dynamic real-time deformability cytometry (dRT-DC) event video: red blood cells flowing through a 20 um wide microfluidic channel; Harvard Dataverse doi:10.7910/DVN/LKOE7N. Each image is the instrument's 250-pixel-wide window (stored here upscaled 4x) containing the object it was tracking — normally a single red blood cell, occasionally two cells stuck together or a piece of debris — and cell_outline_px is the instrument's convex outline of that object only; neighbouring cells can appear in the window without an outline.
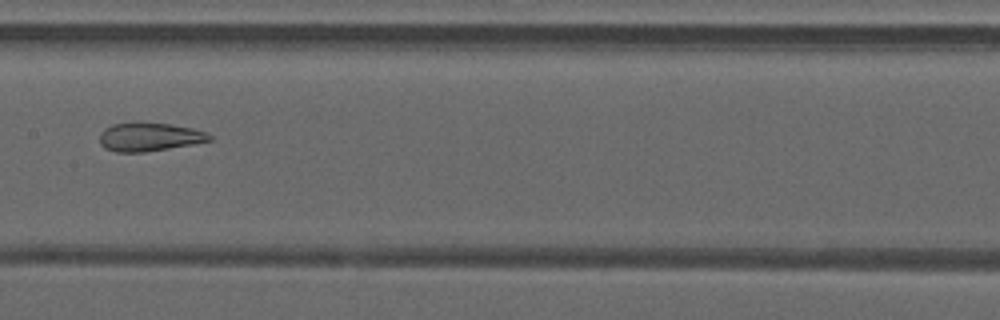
{"species": "common noctule bat (a hibernating species)", "species_latin": "Nyctalus noctula", "temperature_condition": "warm", "stored_images_in_passage": 48, "camera_frame_rate_fps": 3000, "um_per_image_px": 0.085, "animal": {"sex": "male", "forearm_length_mm": 52.5}, "frame": {"image": 1, "passage_image": 25, "time_ms": 8.0, "image_size_px": [1000, 320], "cell_outline_px": [[212, 140], [192, 144], [144, 152], [116, 152], [104, 148], [100, 144], [100, 132], [104, 128], [112, 124], [136, 120], [140, 120], [168, 124], [192, 128], [204, 132], [212, 136]], "centroid_in_image_um": [12.63, 11.6], "position_along_channel_um": 194.8, "area_um2": 18.61}}
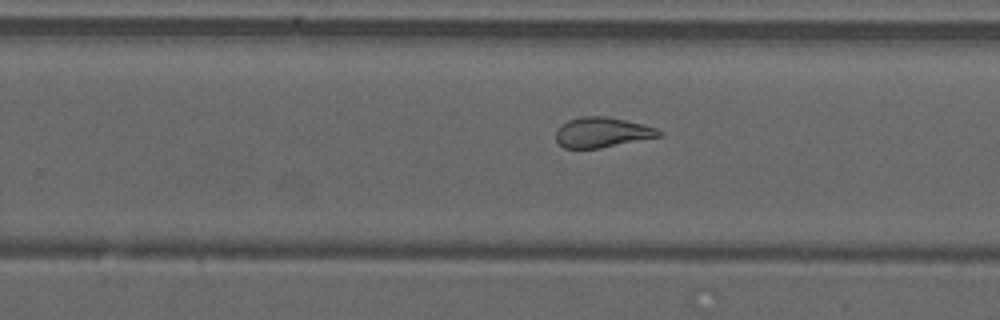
{"frame": {"image": 2, "passage_image": 31, "time_ms": 10.0, "image_size_px": [1000, 320], "cell_outline_px": [[660, 136], [600, 148], [564, 148], [556, 140], [556, 128], [560, 124], [568, 120], [580, 116], [604, 116], [644, 124], [656, 128], [660, 132]], "centroid_in_image_um": [51.12, 11.24], "position_along_channel_um": 278.7, "area_um2": 17.98}}
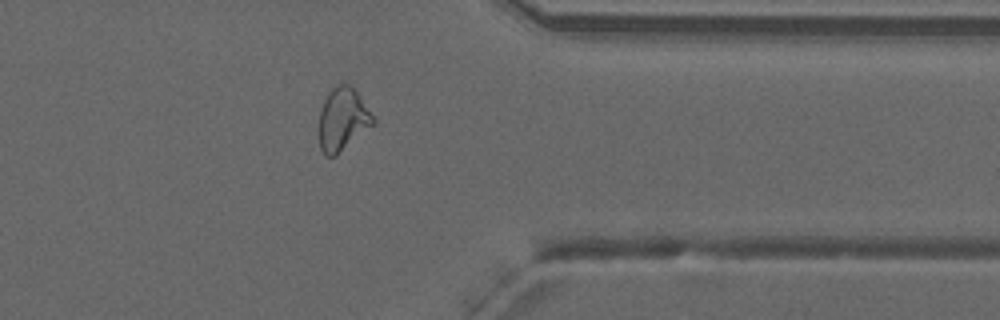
{"frame": {"image": 3, "passage_image": 39, "time_ms": 12.667, "image_size_px": [1000, 320], "cell_outline_px": [[376, 120], [372, 124], [336, 156], [324, 156], [320, 148], [320, 108], [328, 92], [340, 80], [344, 80], [360, 96]], "centroid_in_image_um": [29.1, 10.1], "position_along_channel_um": 382.3, "area_um2": 19.65}, "authors_computed_cell_mechanics": {"area_um2": 22.1374, "velocity_mm_per_s": 4.2168, "shape_relaxation_time_tau1_ms": null, "shape_relaxation_time_tau2_ms": 1.3025, "deformation_change_tau1": null, "deformation_change_tau2": 0.0947}}